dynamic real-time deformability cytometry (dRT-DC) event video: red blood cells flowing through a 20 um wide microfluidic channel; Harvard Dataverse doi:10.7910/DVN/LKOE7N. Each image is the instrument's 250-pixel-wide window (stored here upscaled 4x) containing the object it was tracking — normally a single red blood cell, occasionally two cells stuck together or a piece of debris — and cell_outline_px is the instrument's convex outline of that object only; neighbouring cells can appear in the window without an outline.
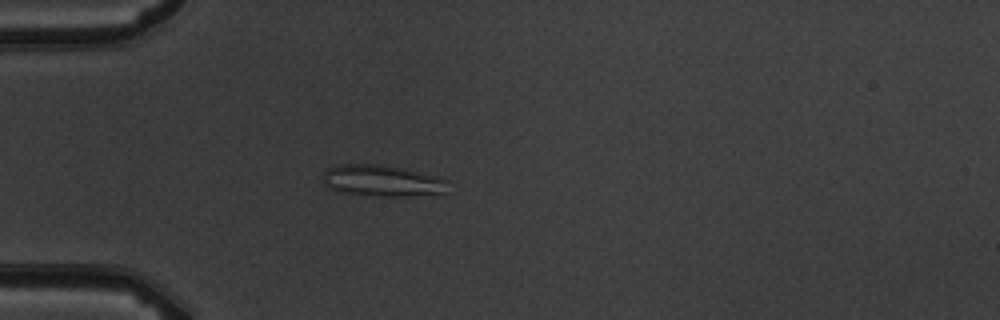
{"species": "common noctule bat (a hibernating species)", "species_latin": "Nyctalus noctula", "temperature_condition": "warm", "stored_images_in_passage": 1, "camera_frame_rate_fps": 3000, "um_per_image_px": 0.085, "animal": {"sex": "male", "body_mass_g": 19.5, "forearm_length_mm": 54.6}, "frame": {"image": 1, "passage_image": 1, "time_ms": 0.0, "image_size_px": [1000, 320], "cell_outline_px": [[444, 192], [404, 196], [380, 196], [340, 192], [332, 188], [324, 180], [324, 172], [328, 168], [344, 164], [380, 164], [404, 168], [432, 176], [444, 180]], "centroid_in_image_um": [32.41, 15.35], "position_along_channel_um": 52.6, "area_um2": 21.96}}